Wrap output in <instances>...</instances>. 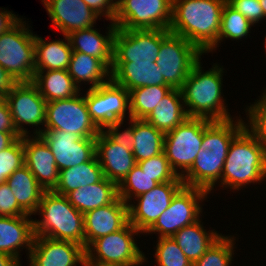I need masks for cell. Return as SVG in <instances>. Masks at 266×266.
Wrapping results in <instances>:
<instances>
[{
    "instance_id": "1",
    "label": "cell",
    "mask_w": 266,
    "mask_h": 266,
    "mask_svg": "<svg viewBox=\"0 0 266 266\" xmlns=\"http://www.w3.org/2000/svg\"><path fill=\"white\" fill-rule=\"evenodd\" d=\"M232 119L213 121L203 133L201 150L197 154L190 170L183 175L184 186L209 191L221 178L230 143L246 126L240 118L233 123Z\"/></svg>"
},
{
    "instance_id": "2",
    "label": "cell",
    "mask_w": 266,
    "mask_h": 266,
    "mask_svg": "<svg viewBox=\"0 0 266 266\" xmlns=\"http://www.w3.org/2000/svg\"><path fill=\"white\" fill-rule=\"evenodd\" d=\"M226 0H172L169 31L194 44L202 53L218 45Z\"/></svg>"
},
{
    "instance_id": "3",
    "label": "cell",
    "mask_w": 266,
    "mask_h": 266,
    "mask_svg": "<svg viewBox=\"0 0 266 266\" xmlns=\"http://www.w3.org/2000/svg\"><path fill=\"white\" fill-rule=\"evenodd\" d=\"M266 178V144L246 126L230 143L221 175L222 186L240 189Z\"/></svg>"
},
{
    "instance_id": "4",
    "label": "cell",
    "mask_w": 266,
    "mask_h": 266,
    "mask_svg": "<svg viewBox=\"0 0 266 266\" xmlns=\"http://www.w3.org/2000/svg\"><path fill=\"white\" fill-rule=\"evenodd\" d=\"M223 69L217 64L202 72L200 60L192 67L181 90L188 117L206 118L212 121L232 119L224 105L222 90Z\"/></svg>"
},
{
    "instance_id": "5",
    "label": "cell",
    "mask_w": 266,
    "mask_h": 266,
    "mask_svg": "<svg viewBox=\"0 0 266 266\" xmlns=\"http://www.w3.org/2000/svg\"><path fill=\"white\" fill-rule=\"evenodd\" d=\"M42 220H33L34 235L71 241L85 248L84 216L67 197L52 191L42 195L37 212Z\"/></svg>"
},
{
    "instance_id": "6",
    "label": "cell",
    "mask_w": 266,
    "mask_h": 266,
    "mask_svg": "<svg viewBox=\"0 0 266 266\" xmlns=\"http://www.w3.org/2000/svg\"><path fill=\"white\" fill-rule=\"evenodd\" d=\"M20 19L0 35V65L17 82H31L35 74V36Z\"/></svg>"
},
{
    "instance_id": "7",
    "label": "cell",
    "mask_w": 266,
    "mask_h": 266,
    "mask_svg": "<svg viewBox=\"0 0 266 266\" xmlns=\"http://www.w3.org/2000/svg\"><path fill=\"white\" fill-rule=\"evenodd\" d=\"M202 54L185 38L162 29V42L155 62L166 84L172 89H181Z\"/></svg>"
},
{
    "instance_id": "8",
    "label": "cell",
    "mask_w": 266,
    "mask_h": 266,
    "mask_svg": "<svg viewBox=\"0 0 266 266\" xmlns=\"http://www.w3.org/2000/svg\"><path fill=\"white\" fill-rule=\"evenodd\" d=\"M212 122L206 118L188 117L175 129L165 133L164 153L179 177L182 178L192 167L201 150L204 130ZM178 168L182 169L181 173Z\"/></svg>"
},
{
    "instance_id": "9",
    "label": "cell",
    "mask_w": 266,
    "mask_h": 266,
    "mask_svg": "<svg viewBox=\"0 0 266 266\" xmlns=\"http://www.w3.org/2000/svg\"><path fill=\"white\" fill-rule=\"evenodd\" d=\"M138 233L140 231L129 222L121 230L95 239L85 249V262L112 266H137L142 264L146 260L145 255L140 251L133 238V235L135 236Z\"/></svg>"
},
{
    "instance_id": "10",
    "label": "cell",
    "mask_w": 266,
    "mask_h": 266,
    "mask_svg": "<svg viewBox=\"0 0 266 266\" xmlns=\"http://www.w3.org/2000/svg\"><path fill=\"white\" fill-rule=\"evenodd\" d=\"M77 94L69 99L46 102L44 129H56L79 135L81 138H96L101 131L91 120L84 97Z\"/></svg>"
},
{
    "instance_id": "11",
    "label": "cell",
    "mask_w": 266,
    "mask_h": 266,
    "mask_svg": "<svg viewBox=\"0 0 266 266\" xmlns=\"http://www.w3.org/2000/svg\"><path fill=\"white\" fill-rule=\"evenodd\" d=\"M172 0H124L116 8L117 28L169 30Z\"/></svg>"
},
{
    "instance_id": "12",
    "label": "cell",
    "mask_w": 266,
    "mask_h": 266,
    "mask_svg": "<svg viewBox=\"0 0 266 266\" xmlns=\"http://www.w3.org/2000/svg\"><path fill=\"white\" fill-rule=\"evenodd\" d=\"M208 192L199 188L183 186L172 198L169 207L158 217L145 233H159V238L172 237L183 227L199 220L200 202Z\"/></svg>"
},
{
    "instance_id": "13",
    "label": "cell",
    "mask_w": 266,
    "mask_h": 266,
    "mask_svg": "<svg viewBox=\"0 0 266 266\" xmlns=\"http://www.w3.org/2000/svg\"><path fill=\"white\" fill-rule=\"evenodd\" d=\"M85 102L91 120L100 130L117 121H124L126 111L130 109L129 91L111 78L97 88H89Z\"/></svg>"
},
{
    "instance_id": "14",
    "label": "cell",
    "mask_w": 266,
    "mask_h": 266,
    "mask_svg": "<svg viewBox=\"0 0 266 266\" xmlns=\"http://www.w3.org/2000/svg\"><path fill=\"white\" fill-rule=\"evenodd\" d=\"M162 42V29L117 28L113 62H155Z\"/></svg>"
},
{
    "instance_id": "15",
    "label": "cell",
    "mask_w": 266,
    "mask_h": 266,
    "mask_svg": "<svg viewBox=\"0 0 266 266\" xmlns=\"http://www.w3.org/2000/svg\"><path fill=\"white\" fill-rule=\"evenodd\" d=\"M35 132L51 149L59 171L88 162L96 155V138H81L56 129L39 128Z\"/></svg>"
},
{
    "instance_id": "16",
    "label": "cell",
    "mask_w": 266,
    "mask_h": 266,
    "mask_svg": "<svg viewBox=\"0 0 266 266\" xmlns=\"http://www.w3.org/2000/svg\"><path fill=\"white\" fill-rule=\"evenodd\" d=\"M6 99L14 126L21 136L28 134L22 124L28 126L45 124L46 100L32 82H17L6 95Z\"/></svg>"
},
{
    "instance_id": "17",
    "label": "cell",
    "mask_w": 266,
    "mask_h": 266,
    "mask_svg": "<svg viewBox=\"0 0 266 266\" xmlns=\"http://www.w3.org/2000/svg\"><path fill=\"white\" fill-rule=\"evenodd\" d=\"M183 186V182H163L137 196L136 206L128 203L129 222L138 231L145 233L169 207L172 198Z\"/></svg>"
},
{
    "instance_id": "18",
    "label": "cell",
    "mask_w": 266,
    "mask_h": 266,
    "mask_svg": "<svg viewBox=\"0 0 266 266\" xmlns=\"http://www.w3.org/2000/svg\"><path fill=\"white\" fill-rule=\"evenodd\" d=\"M30 266H76L84 265L85 248L71 241L34 236L29 254Z\"/></svg>"
},
{
    "instance_id": "19",
    "label": "cell",
    "mask_w": 266,
    "mask_h": 266,
    "mask_svg": "<svg viewBox=\"0 0 266 266\" xmlns=\"http://www.w3.org/2000/svg\"><path fill=\"white\" fill-rule=\"evenodd\" d=\"M84 216L85 249L97 238L115 233L129 223L128 204L120 197Z\"/></svg>"
},
{
    "instance_id": "20",
    "label": "cell",
    "mask_w": 266,
    "mask_h": 266,
    "mask_svg": "<svg viewBox=\"0 0 266 266\" xmlns=\"http://www.w3.org/2000/svg\"><path fill=\"white\" fill-rule=\"evenodd\" d=\"M28 136H23L25 165L45 191H52L59 182L60 174L55 157L40 135L33 139Z\"/></svg>"
},
{
    "instance_id": "21",
    "label": "cell",
    "mask_w": 266,
    "mask_h": 266,
    "mask_svg": "<svg viewBox=\"0 0 266 266\" xmlns=\"http://www.w3.org/2000/svg\"><path fill=\"white\" fill-rule=\"evenodd\" d=\"M43 4L53 25L66 36L92 27L99 16L83 0H44Z\"/></svg>"
},
{
    "instance_id": "22",
    "label": "cell",
    "mask_w": 266,
    "mask_h": 266,
    "mask_svg": "<svg viewBox=\"0 0 266 266\" xmlns=\"http://www.w3.org/2000/svg\"><path fill=\"white\" fill-rule=\"evenodd\" d=\"M96 157L104 177L117 185L137 164L131 149L112 142L102 130L96 137Z\"/></svg>"
},
{
    "instance_id": "23",
    "label": "cell",
    "mask_w": 266,
    "mask_h": 266,
    "mask_svg": "<svg viewBox=\"0 0 266 266\" xmlns=\"http://www.w3.org/2000/svg\"><path fill=\"white\" fill-rule=\"evenodd\" d=\"M111 79L128 91L145 86H168L156 62H113Z\"/></svg>"
},
{
    "instance_id": "24",
    "label": "cell",
    "mask_w": 266,
    "mask_h": 266,
    "mask_svg": "<svg viewBox=\"0 0 266 266\" xmlns=\"http://www.w3.org/2000/svg\"><path fill=\"white\" fill-rule=\"evenodd\" d=\"M106 36L100 34L93 26L77 30L67 35L73 52H82L101 59L110 69L113 65L114 35L117 26L114 22L109 25Z\"/></svg>"
},
{
    "instance_id": "25",
    "label": "cell",
    "mask_w": 266,
    "mask_h": 266,
    "mask_svg": "<svg viewBox=\"0 0 266 266\" xmlns=\"http://www.w3.org/2000/svg\"><path fill=\"white\" fill-rule=\"evenodd\" d=\"M31 215L0 216V252L9 254L19 261L20 247L32 248L34 240L33 219Z\"/></svg>"
},
{
    "instance_id": "26",
    "label": "cell",
    "mask_w": 266,
    "mask_h": 266,
    "mask_svg": "<svg viewBox=\"0 0 266 266\" xmlns=\"http://www.w3.org/2000/svg\"><path fill=\"white\" fill-rule=\"evenodd\" d=\"M66 197L73 207L85 214L112 203L118 197V186L104 177L98 183L69 192Z\"/></svg>"
},
{
    "instance_id": "27",
    "label": "cell",
    "mask_w": 266,
    "mask_h": 266,
    "mask_svg": "<svg viewBox=\"0 0 266 266\" xmlns=\"http://www.w3.org/2000/svg\"><path fill=\"white\" fill-rule=\"evenodd\" d=\"M5 182L11 188L19 206L28 215L35 214L45 190L28 167L24 164L12 173Z\"/></svg>"
},
{
    "instance_id": "28",
    "label": "cell",
    "mask_w": 266,
    "mask_h": 266,
    "mask_svg": "<svg viewBox=\"0 0 266 266\" xmlns=\"http://www.w3.org/2000/svg\"><path fill=\"white\" fill-rule=\"evenodd\" d=\"M31 82L46 102L69 99L80 93V87L75 84L67 70H46L45 73L35 71Z\"/></svg>"
},
{
    "instance_id": "29",
    "label": "cell",
    "mask_w": 266,
    "mask_h": 266,
    "mask_svg": "<svg viewBox=\"0 0 266 266\" xmlns=\"http://www.w3.org/2000/svg\"><path fill=\"white\" fill-rule=\"evenodd\" d=\"M182 101L181 90L172 89L145 120L164 134L175 129L188 118Z\"/></svg>"
},
{
    "instance_id": "30",
    "label": "cell",
    "mask_w": 266,
    "mask_h": 266,
    "mask_svg": "<svg viewBox=\"0 0 266 266\" xmlns=\"http://www.w3.org/2000/svg\"><path fill=\"white\" fill-rule=\"evenodd\" d=\"M64 37L67 43L60 40L46 42L35 36V71L68 69L73 50L68 37Z\"/></svg>"
},
{
    "instance_id": "31",
    "label": "cell",
    "mask_w": 266,
    "mask_h": 266,
    "mask_svg": "<svg viewBox=\"0 0 266 266\" xmlns=\"http://www.w3.org/2000/svg\"><path fill=\"white\" fill-rule=\"evenodd\" d=\"M103 178V170L95 155L88 162L61 170L59 182L53 191L66 196L71 191L98 183Z\"/></svg>"
},
{
    "instance_id": "32",
    "label": "cell",
    "mask_w": 266,
    "mask_h": 266,
    "mask_svg": "<svg viewBox=\"0 0 266 266\" xmlns=\"http://www.w3.org/2000/svg\"><path fill=\"white\" fill-rule=\"evenodd\" d=\"M67 72L77 86L81 81L91 82V89L99 87L108 82L106 79L111 78V69L101 59L82 52H72Z\"/></svg>"
},
{
    "instance_id": "33",
    "label": "cell",
    "mask_w": 266,
    "mask_h": 266,
    "mask_svg": "<svg viewBox=\"0 0 266 266\" xmlns=\"http://www.w3.org/2000/svg\"><path fill=\"white\" fill-rule=\"evenodd\" d=\"M200 222L198 220L185 226L172 236L192 263L197 261L221 236L213 231L206 232Z\"/></svg>"
},
{
    "instance_id": "34",
    "label": "cell",
    "mask_w": 266,
    "mask_h": 266,
    "mask_svg": "<svg viewBox=\"0 0 266 266\" xmlns=\"http://www.w3.org/2000/svg\"><path fill=\"white\" fill-rule=\"evenodd\" d=\"M132 152L136 162L164 152L165 134L145 119H134Z\"/></svg>"
},
{
    "instance_id": "35",
    "label": "cell",
    "mask_w": 266,
    "mask_h": 266,
    "mask_svg": "<svg viewBox=\"0 0 266 266\" xmlns=\"http://www.w3.org/2000/svg\"><path fill=\"white\" fill-rule=\"evenodd\" d=\"M172 90L170 86H145L129 91V118L146 119L157 104Z\"/></svg>"
},
{
    "instance_id": "36",
    "label": "cell",
    "mask_w": 266,
    "mask_h": 266,
    "mask_svg": "<svg viewBox=\"0 0 266 266\" xmlns=\"http://www.w3.org/2000/svg\"><path fill=\"white\" fill-rule=\"evenodd\" d=\"M157 185L158 183L153 180V177L142 172L140 167L136 164L117 185L118 197L128 204V202H131L132 196L136 198L143 193L149 192Z\"/></svg>"
},
{
    "instance_id": "37",
    "label": "cell",
    "mask_w": 266,
    "mask_h": 266,
    "mask_svg": "<svg viewBox=\"0 0 266 266\" xmlns=\"http://www.w3.org/2000/svg\"><path fill=\"white\" fill-rule=\"evenodd\" d=\"M252 24L237 10L225 3L221 16L220 32L218 42L225 37L231 39H241L247 36Z\"/></svg>"
},
{
    "instance_id": "38",
    "label": "cell",
    "mask_w": 266,
    "mask_h": 266,
    "mask_svg": "<svg viewBox=\"0 0 266 266\" xmlns=\"http://www.w3.org/2000/svg\"><path fill=\"white\" fill-rule=\"evenodd\" d=\"M221 236L212 244V246L197 260L192 266H229L233 254V240Z\"/></svg>"
},
{
    "instance_id": "39",
    "label": "cell",
    "mask_w": 266,
    "mask_h": 266,
    "mask_svg": "<svg viewBox=\"0 0 266 266\" xmlns=\"http://www.w3.org/2000/svg\"><path fill=\"white\" fill-rule=\"evenodd\" d=\"M142 172H145L158 184L163 182H183L171 168L166 154L162 152L149 159L137 162Z\"/></svg>"
},
{
    "instance_id": "40",
    "label": "cell",
    "mask_w": 266,
    "mask_h": 266,
    "mask_svg": "<svg viewBox=\"0 0 266 266\" xmlns=\"http://www.w3.org/2000/svg\"><path fill=\"white\" fill-rule=\"evenodd\" d=\"M155 258L158 266H192L173 237L159 238Z\"/></svg>"
},
{
    "instance_id": "41",
    "label": "cell",
    "mask_w": 266,
    "mask_h": 266,
    "mask_svg": "<svg viewBox=\"0 0 266 266\" xmlns=\"http://www.w3.org/2000/svg\"><path fill=\"white\" fill-rule=\"evenodd\" d=\"M25 164L23 136L11 146L0 151V184Z\"/></svg>"
},
{
    "instance_id": "42",
    "label": "cell",
    "mask_w": 266,
    "mask_h": 266,
    "mask_svg": "<svg viewBox=\"0 0 266 266\" xmlns=\"http://www.w3.org/2000/svg\"><path fill=\"white\" fill-rule=\"evenodd\" d=\"M260 99L247 110L248 127L266 144V90Z\"/></svg>"
},
{
    "instance_id": "43",
    "label": "cell",
    "mask_w": 266,
    "mask_h": 266,
    "mask_svg": "<svg viewBox=\"0 0 266 266\" xmlns=\"http://www.w3.org/2000/svg\"><path fill=\"white\" fill-rule=\"evenodd\" d=\"M131 126L124 130L122 133L118 129L123 124V121H117L111 125L106 126L102 129V132L114 143L121 145L123 148H133V130H134V118H130ZM105 129H107L105 131Z\"/></svg>"
},
{
    "instance_id": "44",
    "label": "cell",
    "mask_w": 266,
    "mask_h": 266,
    "mask_svg": "<svg viewBox=\"0 0 266 266\" xmlns=\"http://www.w3.org/2000/svg\"><path fill=\"white\" fill-rule=\"evenodd\" d=\"M28 215L18 204L6 182L0 184V216L13 217Z\"/></svg>"
},
{
    "instance_id": "45",
    "label": "cell",
    "mask_w": 266,
    "mask_h": 266,
    "mask_svg": "<svg viewBox=\"0 0 266 266\" xmlns=\"http://www.w3.org/2000/svg\"><path fill=\"white\" fill-rule=\"evenodd\" d=\"M227 3L243 15L252 25L264 19L259 0H226Z\"/></svg>"
},
{
    "instance_id": "46",
    "label": "cell",
    "mask_w": 266,
    "mask_h": 266,
    "mask_svg": "<svg viewBox=\"0 0 266 266\" xmlns=\"http://www.w3.org/2000/svg\"><path fill=\"white\" fill-rule=\"evenodd\" d=\"M88 7L98 15H104L106 19L114 21L116 5L113 0H83Z\"/></svg>"
},
{
    "instance_id": "47",
    "label": "cell",
    "mask_w": 266,
    "mask_h": 266,
    "mask_svg": "<svg viewBox=\"0 0 266 266\" xmlns=\"http://www.w3.org/2000/svg\"><path fill=\"white\" fill-rule=\"evenodd\" d=\"M0 131L18 132L14 126L7 99L4 96H0Z\"/></svg>"
},
{
    "instance_id": "48",
    "label": "cell",
    "mask_w": 266,
    "mask_h": 266,
    "mask_svg": "<svg viewBox=\"0 0 266 266\" xmlns=\"http://www.w3.org/2000/svg\"><path fill=\"white\" fill-rule=\"evenodd\" d=\"M16 83L17 81L0 65V96L6 97Z\"/></svg>"
},
{
    "instance_id": "49",
    "label": "cell",
    "mask_w": 266,
    "mask_h": 266,
    "mask_svg": "<svg viewBox=\"0 0 266 266\" xmlns=\"http://www.w3.org/2000/svg\"><path fill=\"white\" fill-rule=\"evenodd\" d=\"M20 19L10 11H0V35L12 28Z\"/></svg>"
},
{
    "instance_id": "50",
    "label": "cell",
    "mask_w": 266,
    "mask_h": 266,
    "mask_svg": "<svg viewBox=\"0 0 266 266\" xmlns=\"http://www.w3.org/2000/svg\"><path fill=\"white\" fill-rule=\"evenodd\" d=\"M20 137L22 136L18 132L0 131V151L11 146Z\"/></svg>"
},
{
    "instance_id": "51",
    "label": "cell",
    "mask_w": 266,
    "mask_h": 266,
    "mask_svg": "<svg viewBox=\"0 0 266 266\" xmlns=\"http://www.w3.org/2000/svg\"><path fill=\"white\" fill-rule=\"evenodd\" d=\"M0 266H21L13 256L0 252Z\"/></svg>"
},
{
    "instance_id": "52",
    "label": "cell",
    "mask_w": 266,
    "mask_h": 266,
    "mask_svg": "<svg viewBox=\"0 0 266 266\" xmlns=\"http://www.w3.org/2000/svg\"><path fill=\"white\" fill-rule=\"evenodd\" d=\"M259 3L263 9L264 12V18L266 17V0H259Z\"/></svg>"
},
{
    "instance_id": "53",
    "label": "cell",
    "mask_w": 266,
    "mask_h": 266,
    "mask_svg": "<svg viewBox=\"0 0 266 266\" xmlns=\"http://www.w3.org/2000/svg\"><path fill=\"white\" fill-rule=\"evenodd\" d=\"M83 266H112V265H101L94 262H84Z\"/></svg>"
},
{
    "instance_id": "54",
    "label": "cell",
    "mask_w": 266,
    "mask_h": 266,
    "mask_svg": "<svg viewBox=\"0 0 266 266\" xmlns=\"http://www.w3.org/2000/svg\"><path fill=\"white\" fill-rule=\"evenodd\" d=\"M124 0H118L116 1L115 0V5H116V8L123 2Z\"/></svg>"
}]
</instances>
